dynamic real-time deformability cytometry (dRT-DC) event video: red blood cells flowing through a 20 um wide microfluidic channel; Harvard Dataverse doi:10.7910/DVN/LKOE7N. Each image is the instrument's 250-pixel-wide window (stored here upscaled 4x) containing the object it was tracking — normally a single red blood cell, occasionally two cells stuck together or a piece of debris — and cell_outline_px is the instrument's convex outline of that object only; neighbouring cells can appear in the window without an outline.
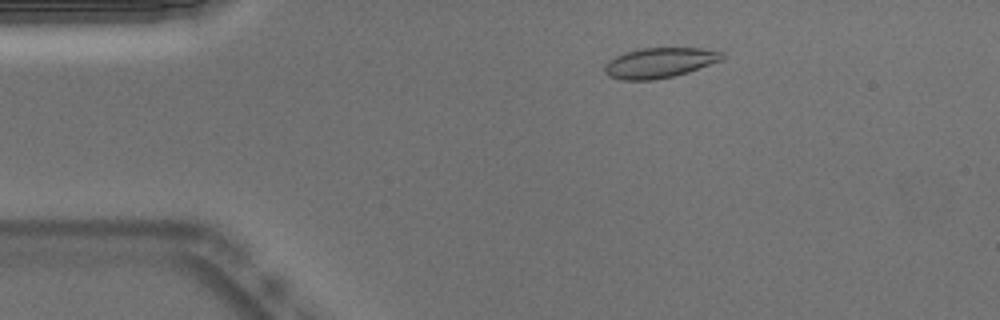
{"species": "Egyptian fruit bat (a non-hibernating species)", "species_latin": "Rousettus aegyptiacus", "temperature_condition": "warm", "stored_images_in_passage": 52, "camera_frame_rate_fps": 3000, "um_per_image_px": 0.085, "animal": {"sex": "male"}, "frame": {"image": 1, "passage_image": 9, "time_ms": 2.667, "image_size_px": [1000, 320], "cell_outline_px": [[724, 56], [720, 60], [688, 72], [672, 76], [652, 80], [624, 80], [608, 76], [604, 72], [604, 68], [608, 60], [624, 52], [644, 48], [704, 48], [724, 52]], "centroid_in_image_um": [56.04, 5.33], "position_along_channel_um": 29.0, "area_um2": 20.52}}
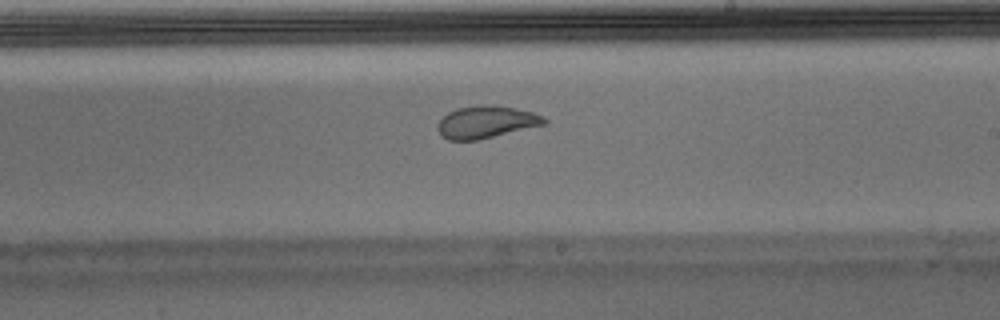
{"frame": {"image": 2, "passage_image": 30, "time_ms": 9.667, "image_size_px": [1000, 320], "cell_outline_px": [[548, 120], [544, 124], [476, 140], [448, 140], [440, 136], [436, 128], [436, 124], [448, 112], [460, 108], [480, 104], [484, 104], [516, 108], [532, 112], [544, 116]], "centroid_in_image_um": [41.28, 10.37], "position_along_channel_um": 247.7, "area_um2": 19.88}}
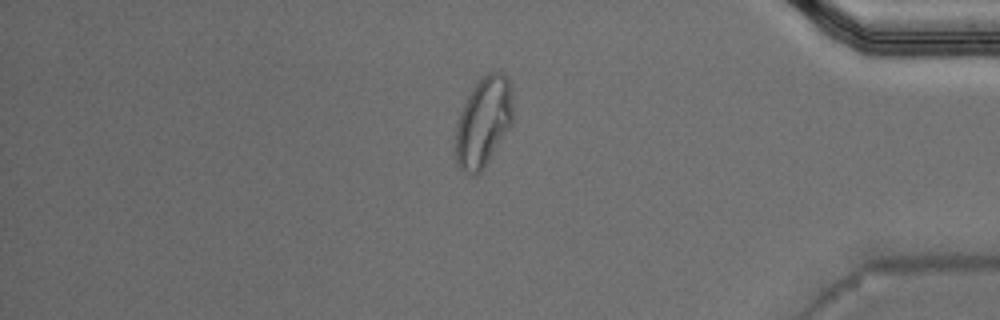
{"frame": {"image": 3, "passage_image": 44, "time_ms": 14.333, "image_size_px": [1000, 320], "cell_outline_px": [[512, 124], [484, 168], [476, 176], [472, 176], [460, 168], [456, 164], [456, 124], [460, 112], [472, 88], [488, 72], [500, 68], [512, 84]], "centroid_in_image_um": [41.11, 10.34], "position_along_channel_um": 394.1, "area_um2": 30.29}}